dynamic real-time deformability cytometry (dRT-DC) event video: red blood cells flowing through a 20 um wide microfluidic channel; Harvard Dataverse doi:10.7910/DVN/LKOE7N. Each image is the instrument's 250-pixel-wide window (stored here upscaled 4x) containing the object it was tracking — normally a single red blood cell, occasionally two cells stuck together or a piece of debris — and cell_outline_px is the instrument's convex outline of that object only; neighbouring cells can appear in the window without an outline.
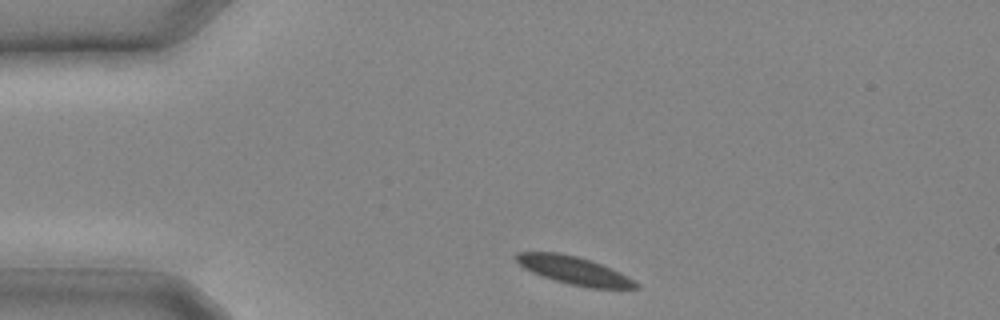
{"species": "common noctule bat (a hibernating species)", "species_latin": "Nyctalus noctula", "temperature_condition": "cold", "stored_images_in_passage": 4, "camera_frame_rate_fps": 3000, "um_per_image_px": 0.085, "animal": {"sex": "male", "body_mass_g": 20.4}, "frame": {"image": 1, "passage_image": 1, "time_ms": 0.0, "image_size_px": [1000, 320], "cell_outline_px": [[640, 288], [588, 288], [568, 284], [532, 272], [524, 268], [516, 260], [516, 252], [560, 252], [592, 260], [612, 268], [620, 272], [640, 284]], "centroid_in_image_um": [48.83, 22.98], "position_along_channel_um": 36.2, "area_um2": 19.48}}
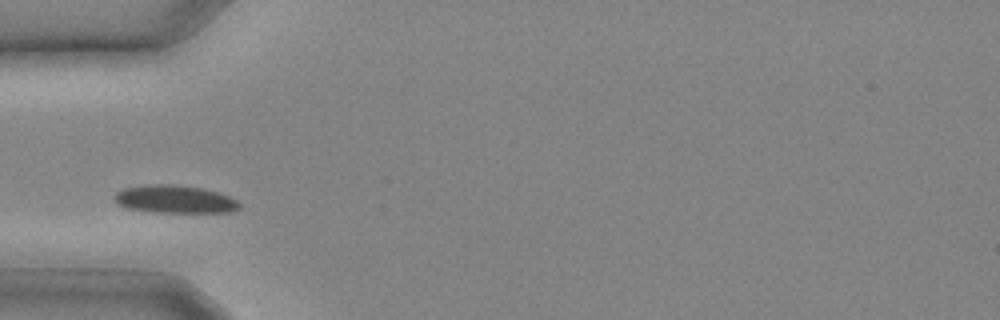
{"frame": {"image": 2, "passage_image": 4, "time_ms": 1.0, "image_size_px": [1000, 320], "cell_outline_px": [[240, 208], [232, 212], [156, 212], [128, 208], [120, 204], [116, 200], [116, 192], [124, 188], [148, 184], [172, 184], [204, 188], [228, 196], [236, 200], [240, 204]], "centroid_in_image_um": [14.89, 16.93], "position_along_channel_um": 70.1, "area_um2": 20.06}}